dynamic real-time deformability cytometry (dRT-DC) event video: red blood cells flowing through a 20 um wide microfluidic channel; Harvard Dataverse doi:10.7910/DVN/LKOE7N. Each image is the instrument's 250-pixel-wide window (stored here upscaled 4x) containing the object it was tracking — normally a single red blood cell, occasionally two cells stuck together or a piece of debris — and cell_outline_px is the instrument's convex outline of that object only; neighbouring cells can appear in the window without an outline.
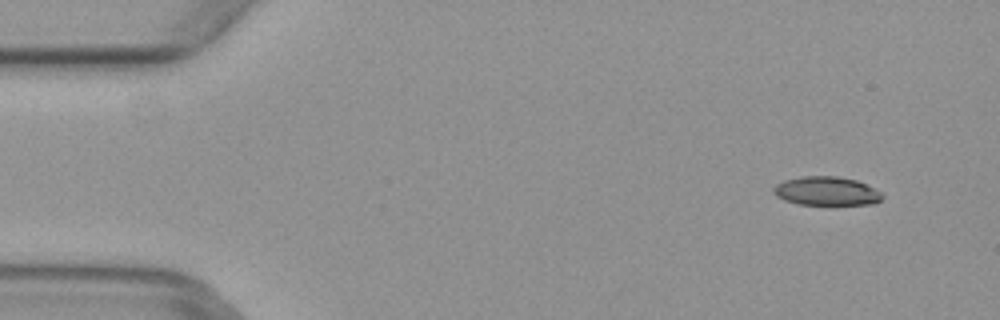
{"species": "common noctule bat (a hibernating species)", "species_latin": "Nyctalus noctula", "temperature_condition": "warm", "stored_images_in_passage": 3, "camera_frame_rate_fps": 3000, "um_per_image_px": 0.085, "animal": {"sex": "female", "body_mass_g": 29.2, "forearm_length_mm": 56.3}, "frame": {"image": 1, "passage_image": 1, "time_ms": 0.0, "image_size_px": [1000, 320], "cell_outline_px": [[884, 196], [880, 200], [872, 204], [796, 204], [784, 200], [776, 196], [772, 192], [772, 188], [776, 184], [784, 180], [800, 176], [836, 176], [856, 180], [880, 192]], "centroid_in_image_um": [70.18, 16.24], "position_along_channel_um": 14.8, "area_um2": 18.15}}
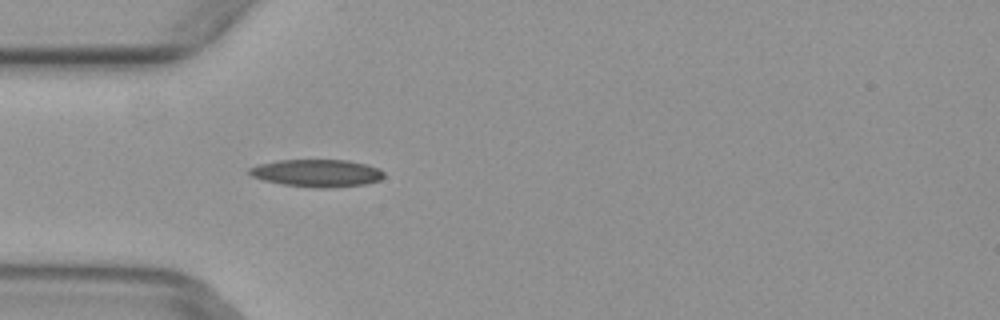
{"frame": {"image": 2, "passage_image": 3, "time_ms": 0.667, "image_size_px": [1000, 320], "cell_outline_px": [[384, 176], [380, 180], [364, 184], [332, 188], [316, 188], [280, 184], [264, 180], [252, 176], [248, 172], [248, 168], [260, 164], [280, 160], [348, 160], [368, 164], [380, 168], [384, 172]], "centroid_in_image_um": [26.97, 14.71], "position_along_channel_um": 58.0, "area_um2": 21.68}}